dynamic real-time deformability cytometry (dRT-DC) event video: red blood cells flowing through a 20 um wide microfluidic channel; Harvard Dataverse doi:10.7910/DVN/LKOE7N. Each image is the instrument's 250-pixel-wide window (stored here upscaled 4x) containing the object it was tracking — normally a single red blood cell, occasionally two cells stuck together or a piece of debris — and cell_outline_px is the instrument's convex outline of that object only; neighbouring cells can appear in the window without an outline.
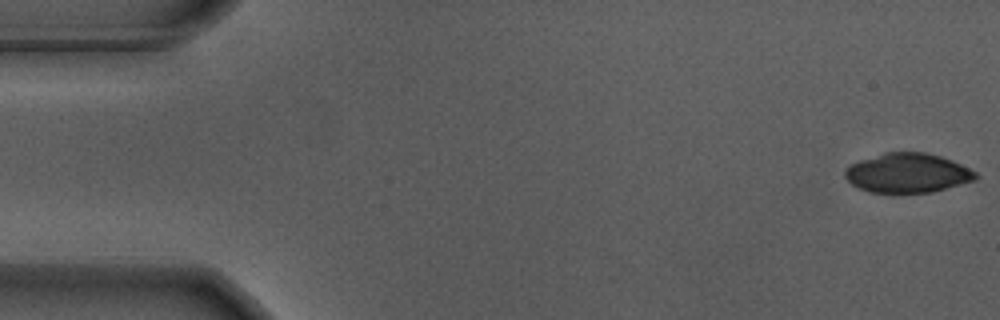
{"species": "Egyptian fruit bat (a non-hibernating species)", "species_latin": "Rousettus aegyptiacus", "temperature_condition": "warm", "stored_images_in_passage": 55, "camera_frame_rate_fps": 3000, "um_per_image_px": 0.085, "animal": {"sex": "male"}, "frame": {"image": 1, "passage_image": 1, "time_ms": 0.0, "image_size_px": [1000, 320], "cell_outline_px": [[980, 176], [976, 180], [932, 192], [892, 196], [868, 192], [852, 184], [844, 176], [844, 172], [848, 164], [884, 152], [928, 152], [952, 160], [976, 172]], "centroid_in_image_um": [77.12, 14.74], "position_along_channel_um": 7.9, "area_um2": 30.98}}
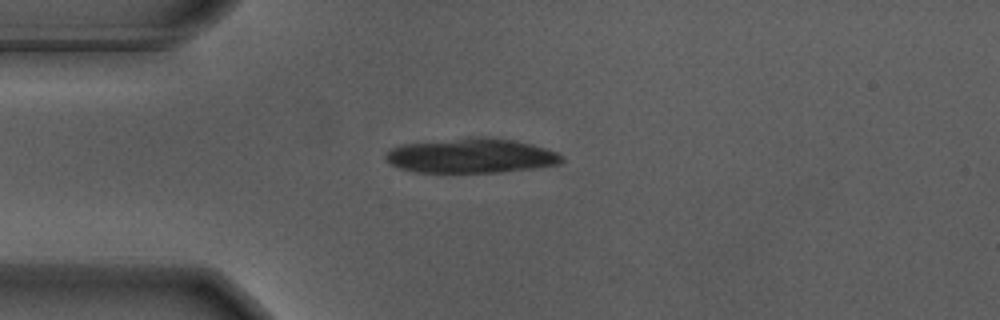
{"frame": {"image": 2, "passage_image": 14, "time_ms": 4.333, "image_size_px": [1000, 320], "cell_outline_px": [[564, 160], [560, 164], [536, 168], [496, 172], [416, 172], [400, 168], [392, 164], [384, 156], [392, 148], [400, 144], [468, 136], [488, 136], [512, 140], [532, 144], [556, 152], [564, 156]], "centroid_in_image_um": [40.07, 13.22], "position_along_channel_um": 44.9, "area_um2": 35.84}}